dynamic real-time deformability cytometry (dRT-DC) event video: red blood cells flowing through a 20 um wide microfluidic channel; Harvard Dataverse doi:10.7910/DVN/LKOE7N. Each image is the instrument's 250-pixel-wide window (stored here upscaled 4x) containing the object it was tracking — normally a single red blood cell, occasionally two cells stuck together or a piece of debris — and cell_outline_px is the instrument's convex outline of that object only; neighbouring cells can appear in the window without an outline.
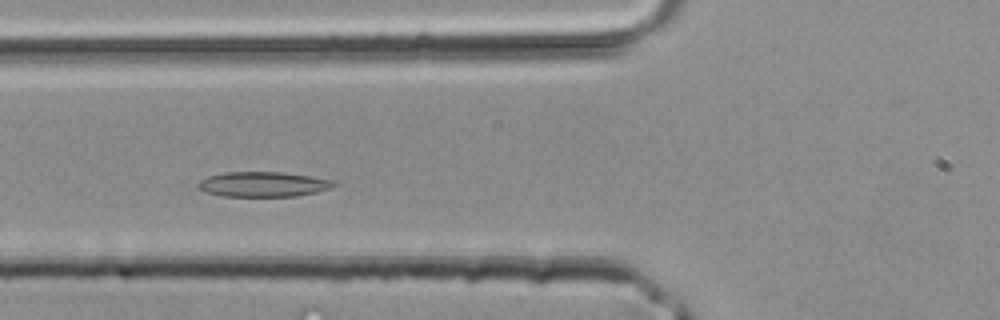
{"species": "common noctule bat (a hibernating species)", "species_latin": "Nyctalus noctula", "temperature_condition": "room temperature", "stored_images_in_passage": 37, "segment_of_instrument_passage": [1, 2], "camera_frame_rate_fps": 3000, "um_per_image_px": 0.085, "animal": {"sex": "male", "body_mass_g": 20.4}, "frame": {"image": 1, "passage_image": 10, "time_ms": 3.0, "image_size_px": [1000, 320], "cell_outline_px": [[336, 184], [328, 188], [316, 192], [296, 196], [224, 196], [204, 192], [196, 188], [196, 184], [200, 180], [208, 176], [224, 172], [280, 172], [312, 176], [332, 180]], "centroid_in_image_um": [22.29, 15.66], "position_along_channel_um": 103.5, "area_um2": 19.77}}
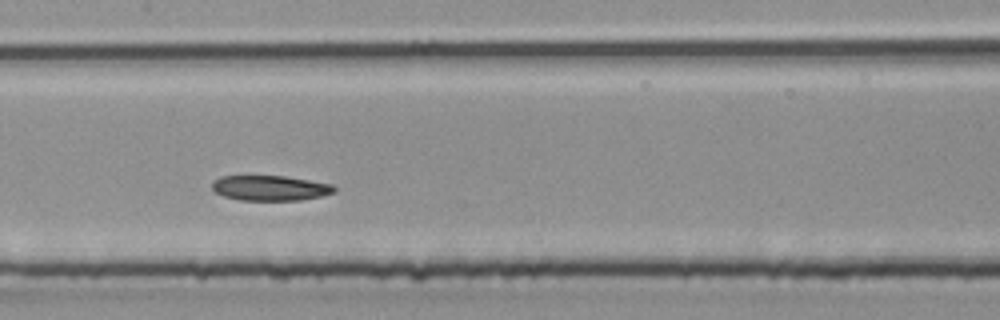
{"frame": {"image": 2, "passage_image": 15, "time_ms": 4.667, "image_size_px": [1000, 320], "cell_outline_px": [[336, 192], [320, 196], [300, 200], [240, 200], [224, 196], [216, 192], [212, 188], [212, 180], [220, 176], [284, 176], [332, 184], [336, 188]], "centroid_in_image_um": [22.95, 15.98], "position_along_channel_um": 184.5, "area_um2": 17.86}}
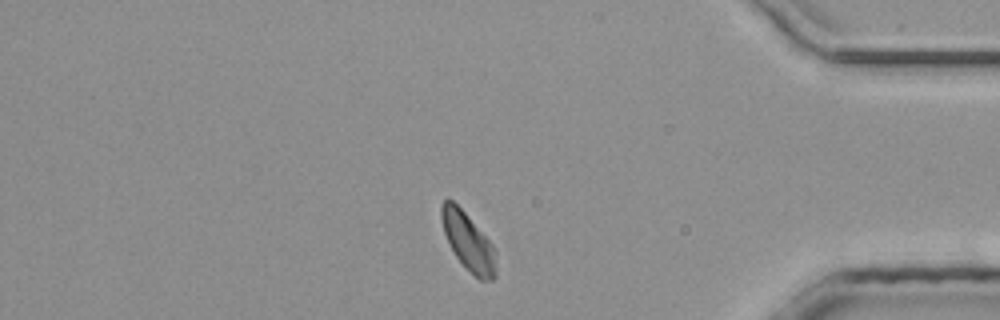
{"frame": {"image": 3, "passage_image": 30, "time_ms": 9.667, "image_size_px": [1000, 320], "cell_outline_px": [[496, 276], [492, 280], [480, 280], [456, 256], [444, 232], [440, 216], [440, 204], [444, 200], [452, 200], [464, 212], [492, 244], [496, 252]], "centroid_in_image_um": [39.8, 20.53], "position_along_channel_um": 395.4, "area_um2": 17.86}}